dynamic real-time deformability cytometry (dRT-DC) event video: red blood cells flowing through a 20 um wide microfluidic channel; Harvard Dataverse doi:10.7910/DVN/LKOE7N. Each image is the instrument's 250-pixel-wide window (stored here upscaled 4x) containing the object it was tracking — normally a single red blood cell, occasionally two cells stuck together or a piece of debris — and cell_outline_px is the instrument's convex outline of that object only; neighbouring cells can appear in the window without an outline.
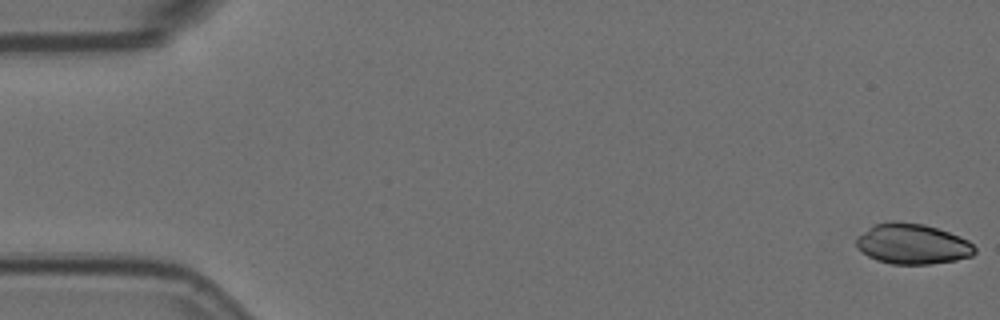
{"species": "Egyptian fruit bat (a non-hibernating species)", "species_latin": "Rousettus aegyptiacus", "temperature_condition": "room temperature", "stored_images_in_passage": 30, "camera_frame_rate_fps": 3000, "um_per_image_px": 0.085, "animal": {"sex": "female"}, "frame": {"image": 1, "passage_image": 1, "time_ms": 0.0, "image_size_px": [1000, 320], "cell_outline_px": [[976, 252], [972, 256], [956, 260], [928, 264], [892, 264], [876, 260], [868, 256], [856, 248], [856, 240], [864, 232], [876, 224], [888, 220], [896, 220], [924, 224], [948, 232], [968, 240], [976, 248]], "centroid_in_image_um": [77.56, 20.73], "position_along_channel_um": 7.4, "area_um2": 27.86}}
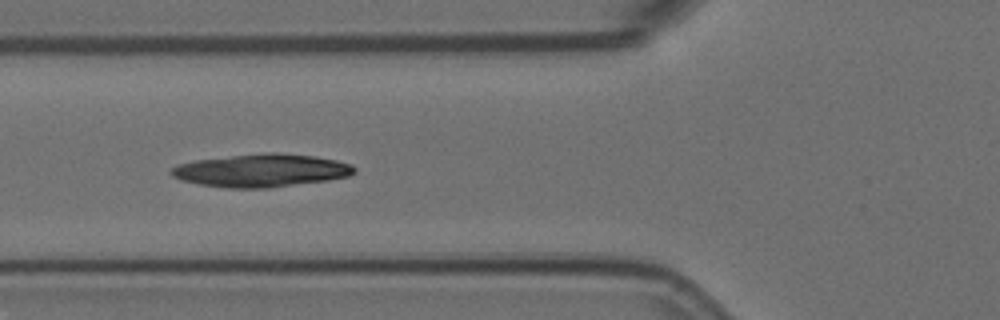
{"frame": {"image": 2, "passage_image": 21, "time_ms": 6.667, "image_size_px": [1000, 320], "cell_outline_px": [[356, 172], [348, 176], [328, 180], [268, 188], [228, 188], [200, 184], [180, 180], [172, 176], [168, 172], [176, 164], [196, 160], [268, 152], [276, 152], [316, 156], [336, 160], [352, 164], [356, 168]], "centroid_in_image_um": [22.22, 14.49], "position_along_channel_um": 103.6, "area_um2": 35.2}}
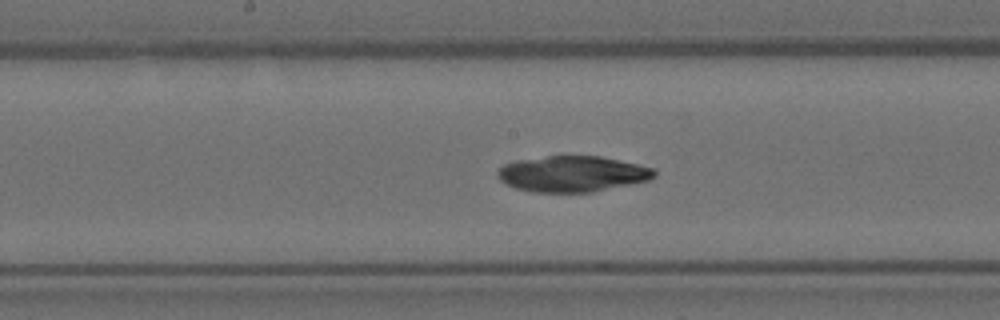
{"frame": {"image": 3, "passage_image": 29, "time_ms": 9.333, "image_size_px": [1000, 320], "cell_outline_px": [[656, 176], [648, 180], [592, 192], [532, 192], [516, 188], [500, 180], [496, 176], [496, 172], [504, 164], [516, 160], [548, 156], [600, 156], [636, 164], [652, 168], [656, 172]], "centroid_in_image_um": [48.61, 14.78], "position_along_channel_um": 199.6, "area_um2": 32.54}}